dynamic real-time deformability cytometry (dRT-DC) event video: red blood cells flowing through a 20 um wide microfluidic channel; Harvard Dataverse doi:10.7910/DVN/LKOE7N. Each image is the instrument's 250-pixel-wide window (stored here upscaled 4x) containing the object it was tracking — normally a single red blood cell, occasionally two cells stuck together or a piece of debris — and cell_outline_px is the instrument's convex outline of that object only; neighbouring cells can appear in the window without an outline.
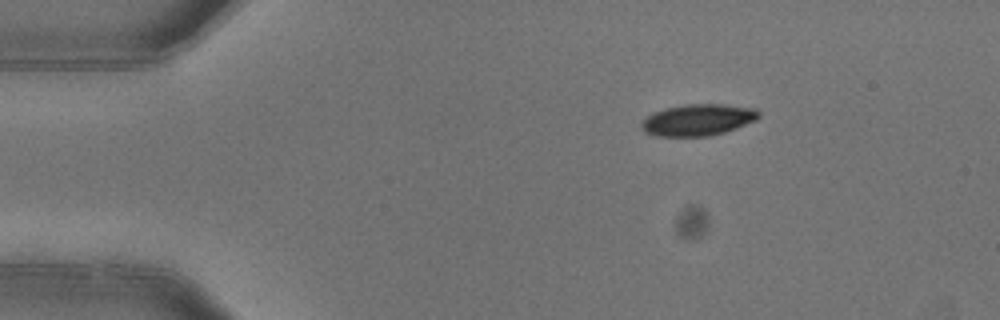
{"species": "common noctule bat (a hibernating species)", "species_latin": "Nyctalus noctula", "temperature_condition": "warm", "stored_images_in_passage": 3, "camera_frame_rate_fps": 3000, "um_per_image_px": 0.085, "animal": {"sex": "female"}, "frame": {"image": 1, "passage_image": 1, "time_ms": 0.0, "image_size_px": [1000, 320], "cell_outline_px": [[760, 116], [756, 120], [736, 128], [712, 136], [656, 136], [644, 132], [640, 128], [640, 124], [652, 112], [664, 108], [684, 104], [724, 104], [756, 108], [760, 112]], "centroid_in_image_um": [59.32, 10.18], "position_along_channel_um": 25.7, "area_um2": 21.79}}